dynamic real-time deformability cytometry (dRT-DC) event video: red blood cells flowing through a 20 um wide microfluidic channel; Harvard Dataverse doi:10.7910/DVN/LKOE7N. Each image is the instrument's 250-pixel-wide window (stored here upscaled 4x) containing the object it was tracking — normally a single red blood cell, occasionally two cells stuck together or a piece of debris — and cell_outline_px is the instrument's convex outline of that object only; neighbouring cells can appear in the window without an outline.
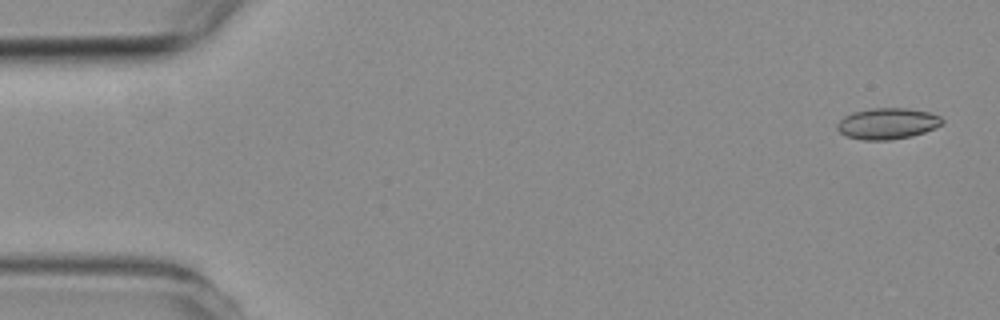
{"species": "common noctule bat (a hibernating species)", "species_latin": "Nyctalus noctula", "temperature_condition": "room temperature", "stored_images_in_passage": 6, "camera_frame_rate_fps": 3000, "um_per_image_px": 0.085, "animal": {"sex": "female", "body_mass_g": 19.3, "forearm_length_mm": 54.1}, "frame": {"image": 1, "passage_image": 1, "time_ms": 0.0, "image_size_px": [1000, 320], "cell_outline_px": [[944, 120], [940, 124], [924, 132], [912, 136], [888, 140], [864, 140], [844, 136], [836, 128], [836, 124], [844, 116], [852, 112], [872, 108], [908, 108], [928, 112], [940, 116]], "centroid_in_image_um": [75.38, 10.5], "position_along_channel_um": 9.6, "area_um2": 19.02}}
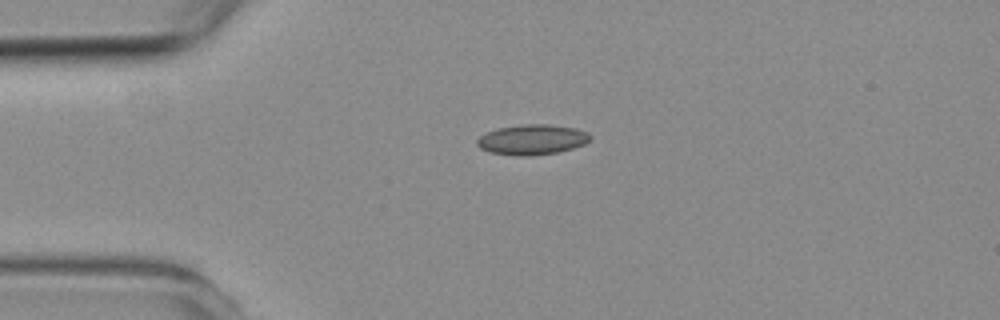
{"frame": {"image": 2, "passage_image": 4, "time_ms": 3.333, "image_size_px": [1000, 320], "cell_outline_px": [[592, 140], [584, 144], [572, 148], [556, 152], [532, 156], [516, 156], [488, 152], [480, 148], [476, 144], [476, 140], [484, 132], [496, 128], [524, 124], [548, 124], [576, 128], [588, 132], [592, 136]], "centroid_in_image_um": [45.21, 11.86], "position_along_channel_um": 39.8, "area_um2": 20.23}}
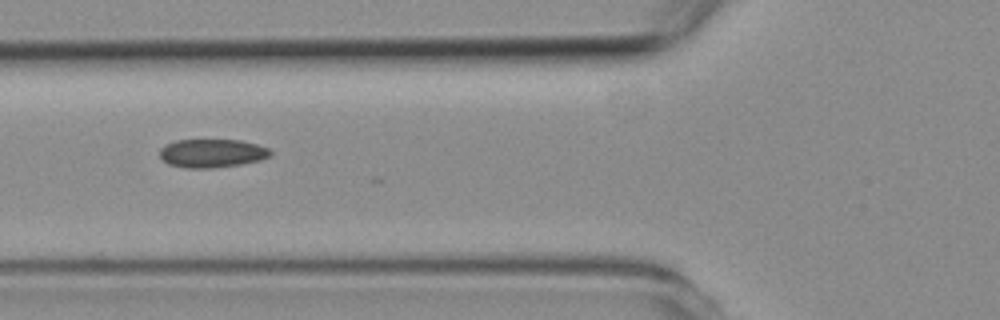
{"frame": {"image": 3, "passage_image": 6, "time_ms": 5.667, "image_size_px": [1000, 320], "cell_outline_px": [[272, 156], [260, 160], [240, 164], [212, 168], [184, 168], [168, 164], [160, 156], [160, 148], [164, 144], [176, 140], [240, 140], [256, 144], [268, 148], [272, 152]], "centroid_in_image_um": [18.01, 13.02], "position_along_channel_um": 107.8, "area_um2": 18.44}}